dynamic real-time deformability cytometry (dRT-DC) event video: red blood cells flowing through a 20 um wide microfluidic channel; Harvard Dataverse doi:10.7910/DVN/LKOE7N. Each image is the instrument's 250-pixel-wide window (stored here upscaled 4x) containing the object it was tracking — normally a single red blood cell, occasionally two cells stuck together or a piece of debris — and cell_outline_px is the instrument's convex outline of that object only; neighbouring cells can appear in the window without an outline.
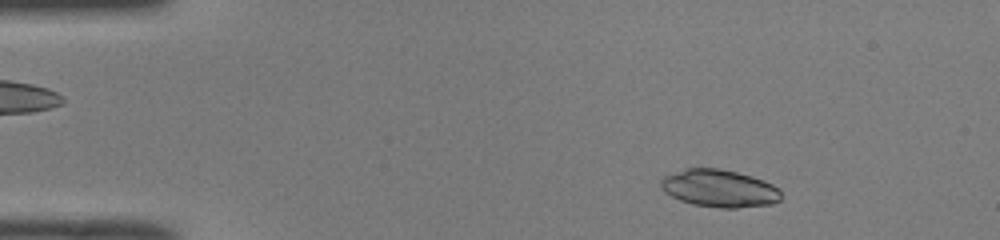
{"species": "common noctule bat (a hibernating species)", "species_latin": "Nyctalus noctula", "temperature_condition": "room temperature", "stored_images_in_passage": 44, "camera_frame_rate_fps": 3000, "um_per_image_px": 0.085, "animal": {"sex": "male", "body_mass_g": 19.0, "forearm_length_mm": 50.8}, "frame": {"image": 1, "passage_image": 1, "time_ms": 0.0, "image_size_px": [1000, 240], "cell_outline_px": [[780, 200], [772, 204], [736, 208], [720, 208], [692, 204], [680, 200], [664, 192], [660, 184], [660, 180], [664, 176], [688, 168], [720, 168], [752, 176], [764, 180], [780, 188]], "centroid_in_image_um": [61.16, 16.01], "position_along_channel_um": 23.8, "area_um2": 26.3}}
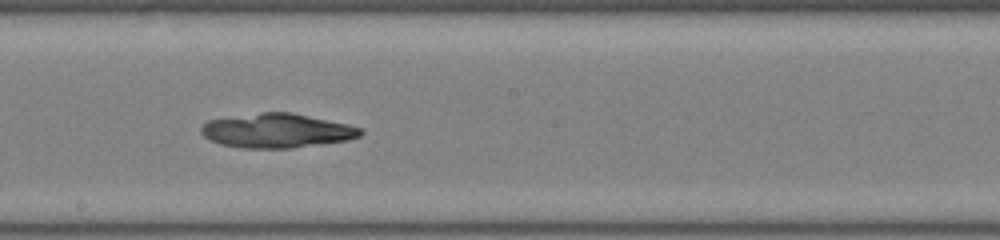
{"frame": {"image": 2, "passage_image": 22, "time_ms": 7.0, "image_size_px": [1000, 240], "cell_outline_px": [[364, 132], [360, 136], [348, 140], [292, 148], [240, 148], [220, 144], [208, 140], [200, 132], [200, 128], [208, 120], [260, 112], [292, 112], [348, 124], [360, 128]], "centroid_in_image_um": [23.52, 11.11], "position_along_channel_um": 224.7, "area_um2": 31.91}}
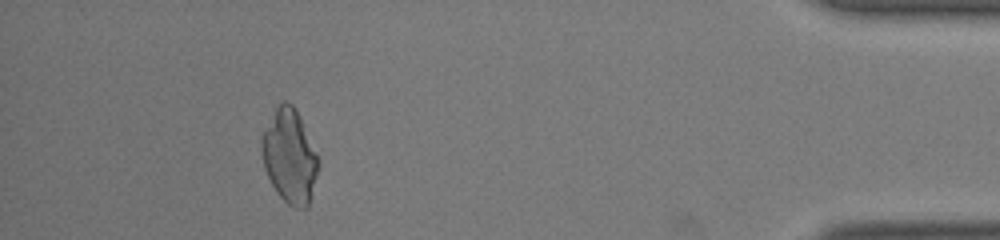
{"frame": {"image": 3, "passage_image": 40, "time_ms": 13.0, "image_size_px": [1000, 240], "cell_outline_px": [[320, 164], [308, 208], [292, 208], [276, 192], [264, 168], [260, 148], [260, 144], [264, 132], [276, 104], [284, 100], [292, 104], [300, 116], [320, 160]], "centroid_in_image_um": [24.63, 13.28], "position_along_channel_um": 410.6, "area_um2": 31.15}}